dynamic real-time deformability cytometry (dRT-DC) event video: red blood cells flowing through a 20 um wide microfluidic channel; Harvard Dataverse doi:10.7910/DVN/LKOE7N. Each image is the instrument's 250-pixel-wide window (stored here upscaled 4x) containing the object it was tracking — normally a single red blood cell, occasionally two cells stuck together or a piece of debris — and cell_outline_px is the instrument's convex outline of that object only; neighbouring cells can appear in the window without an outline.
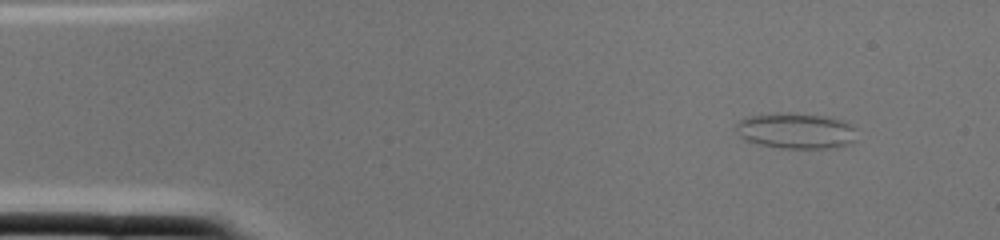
{"species": "common noctule bat (a hibernating species)", "species_latin": "Nyctalus noctula", "temperature_condition": "cold", "stored_images_in_passage": 1, "camera_frame_rate_fps": 3000, "um_per_image_px": 0.085, "animal": {"sex": "female", "body_mass_g": 22.0, "forearm_length_mm": 56.7}, "frame": {"image": 1, "passage_image": 1, "time_ms": 0.0, "image_size_px": [1000, 240], "cell_outline_px": [[856, 140], [848, 144], [828, 148], [780, 148], [760, 144], [748, 140], [740, 136], [736, 132], [736, 124], [740, 120], [748, 116], [788, 112], [792, 112], [828, 116], [844, 120], [856, 128]], "centroid_in_image_um": [67.7, 11.1], "position_along_channel_um": 17.3, "area_um2": 25.32}}